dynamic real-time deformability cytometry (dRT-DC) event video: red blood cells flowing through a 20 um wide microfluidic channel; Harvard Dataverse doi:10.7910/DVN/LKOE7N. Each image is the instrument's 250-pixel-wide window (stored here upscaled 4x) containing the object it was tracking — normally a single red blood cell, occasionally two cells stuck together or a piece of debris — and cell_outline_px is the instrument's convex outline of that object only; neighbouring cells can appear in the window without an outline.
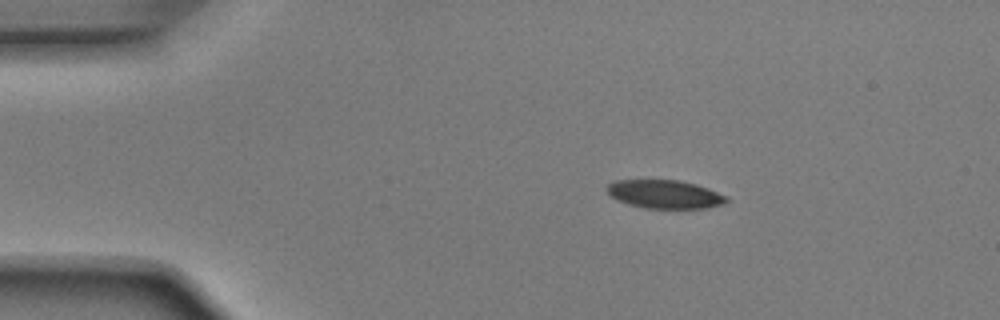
{"species": "Egyptian fruit bat (a non-hibernating species)", "species_latin": "Rousettus aegyptiacus", "temperature_condition": "room temperature", "stored_images_in_passage": 2, "camera_frame_rate_fps": 3000, "um_per_image_px": 0.085, "animal": {"sex": "male"}, "frame": {"image": 1, "passage_image": 1, "time_ms": 0.0, "image_size_px": [1000, 320], "cell_outline_px": [[728, 200], [724, 204], [708, 208], [644, 208], [628, 204], [616, 200], [604, 188], [608, 184], [616, 180], [680, 180], [696, 184], [708, 188], [728, 196]], "centroid_in_image_um": [56.51, 16.51], "position_along_channel_um": 28.5, "area_um2": 19.94}}